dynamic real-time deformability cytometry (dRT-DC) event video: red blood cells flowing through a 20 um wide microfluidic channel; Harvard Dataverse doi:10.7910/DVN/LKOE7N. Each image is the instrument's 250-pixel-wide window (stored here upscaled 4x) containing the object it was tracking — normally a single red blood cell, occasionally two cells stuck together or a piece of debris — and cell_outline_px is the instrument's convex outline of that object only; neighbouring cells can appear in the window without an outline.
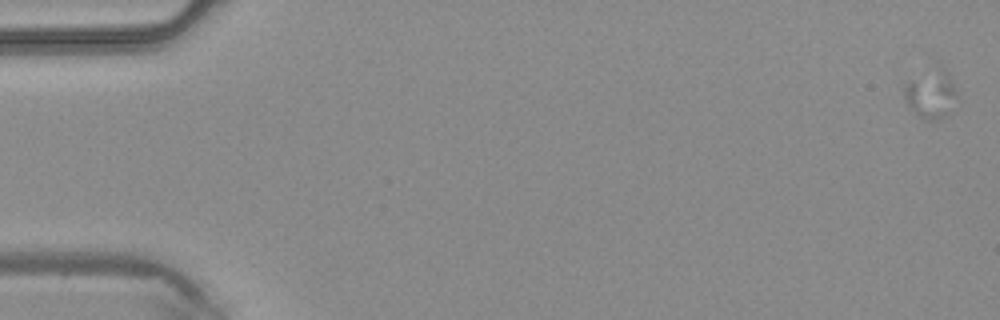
{"species": "common noctule bat (a hibernating species)", "species_latin": "Nyctalus noctula", "temperature_condition": "warm", "stored_images_in_passage": 4, "camera_frame_rate_fps": 3000, "um_per_image_px": 0.085, "animal": {"sex": "male", "body_mass_g": 20.4}, "frame": {"image": 1, "passage_image": 1, "time_ms": 0.0, "image_size_px": [1000, 320], "cell_outline_px": [[960, 100], [948, 112], [936, 120], [924, 120], [908, 104], [904, 96], [904, 84], [908, 80], [936, 60], [940, 60], [948, 72]], "centroid_in_image_um": [79.17, 7.82], "position_along_channel_um": 5.8, "area_um2": 15.95}}
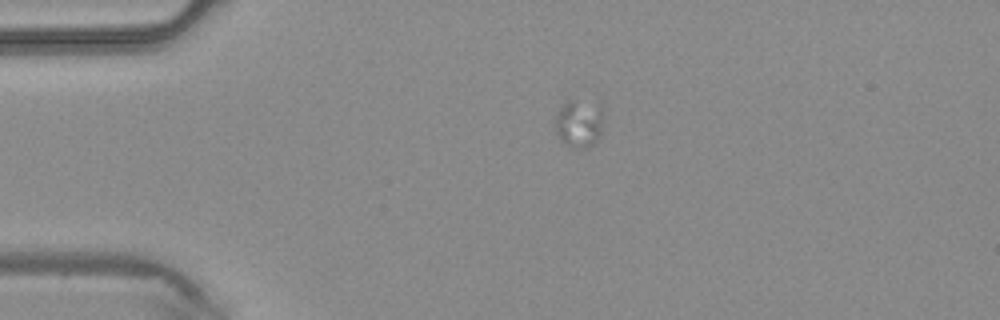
{"frame": {"image": 2, "passage_image": 3, "time_ms": 0.667, "image_size_px": [1000, 320], "cell_outline_px": [[600, 132], [596, 140], [588, 148], [572, 148], [560, 140], [556, 132], [556, 116], [560, 108], [568, 100], [600, 104]], "centroid_in_image_um": [49.17, 10.52], "position_along_channel_um": 35.8, "area_um2": 12.95}}